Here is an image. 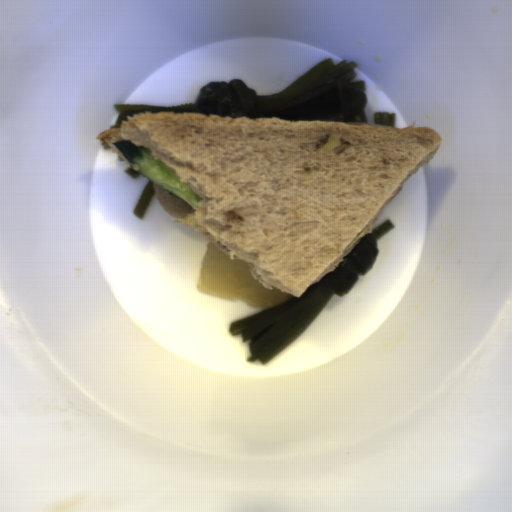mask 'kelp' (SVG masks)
I'll return each instance as SVG.
<instances>
[{"label": "kelp", "mask_w": 512, "mask_h": 512, "mask_svg": "<svg viewBox=\"0 0 512 512\" xmlns=\"http://www.w3.org/2000/svg\"><path fill=\"white\" fill-rule=\"evenodd\" d=\"M124 173L132 177L133 179H137L139 174L137 171H135L132 166L129 164L127 168L124 169Z\"/></svg>", "instance_id": "d102d525"}, {"label": "kelp", "mask_w": 512, "mask_h": 512, "mask_svg": "<svg viewBox=\"0 0 512 512\" xmlns=\"http://www.w3.org/2000/svg\"><path fill=\"white\" fill-rule=\"evenodd\" d=\"M154 193V183L149 180L133 209V215L139 219L145 217Z\"/></svg>", "instance_id": "604fcf36"}, {"label": "kelp", "mask_w": 512, "mask_h": 512, "mask_svg": "<svg viewBox=\"0 0 512 512\" xmlns=\"http://www.w3.org/2000/svg\"><path fill=\"white\" fill-rule=\"evenodd\" d=\"M374 125L393 126L397 128V113L394 112H374Z\"/></svg>", "instance_id": "861f05c9"}, {"label": "kelp", "mask_w": 512, "mask_h": 512, "mask_svg": "<svg viewBox=\"0 0 512 512\" xmlns=\"http://www.w3.org/2000/svg\"><path fill=\"white\" fill-rule=\"evenodd\" d=\"M394 226L386 219L367 232L333 272L322 275L300 297L292 295L284 303L230 323V333L249 342L250 357L245 360L268 364L310 326L333 296L347 295L359 276L373 267L379 239Z\"/></svg>", "instance_id": "cf089659"}, {"label": "kelp", "mask_w": 512, "mask_h": 512, "mask_svg": "<svg viewBox=\"0 0 512 512\" xmlns=\"http://www.w3.org/2000/svg\"><path fill=\"white\" fill-rule=\"evenodd\" d=\"M354 61L335 63L325 57L278 93L258 95L242 80L212 81L200 88L195 102L175 107L144 104H115L118 116L113 124L133 113L151 111L203 113L250 119L279 117L286 121H338L368 123L364 108L368 97L365 79L354 80Z\"/></svg>", "instance_id": "99668d17"}]
</instances>
